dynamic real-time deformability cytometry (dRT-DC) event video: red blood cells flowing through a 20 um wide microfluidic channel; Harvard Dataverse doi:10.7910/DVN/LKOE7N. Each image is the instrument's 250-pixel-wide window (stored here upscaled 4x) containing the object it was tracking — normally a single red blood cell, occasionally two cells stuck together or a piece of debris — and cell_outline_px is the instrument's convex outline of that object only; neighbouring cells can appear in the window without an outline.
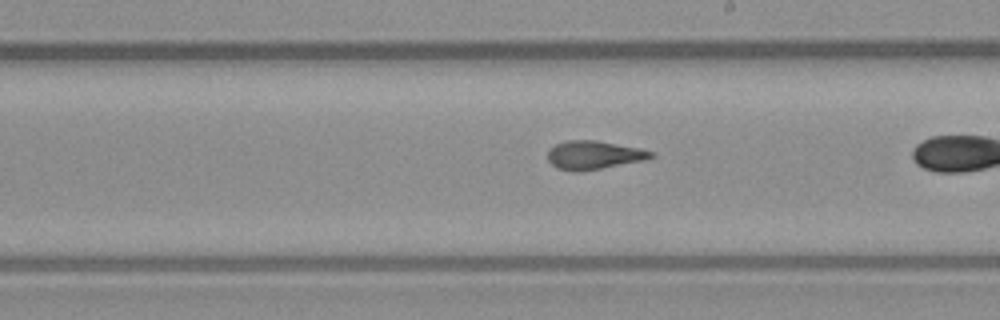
{"species": "common noctule bat (a hibernating species)", "species_latin": "Nyctalus noctula", "temperature_condition": "warm", "stored_images_in_passage": 36, "camera_frame_rate_fps": 3000, "um_per_image_px": 0.085, "animal": {"sex": "male", "body_mass_g": 23.1, "forearm_length_mm": 52.7}, "frame": {"image": 1, "passage_image": 26, "time_ms": 8.333, "image_size_px": [1000, 320], "cell_outline_px": [[656, 156], [644, 160], [580, 172], [572, 172], [556, 168], [548, 160], [548, 148], [556, 144], [568, 140], [596, 140], [640, 148], [656, 152]], "centroid_in_image_um": [50.47, 13.18], "position_along_channel_um": 238.5, "area_um2": 17.34}}